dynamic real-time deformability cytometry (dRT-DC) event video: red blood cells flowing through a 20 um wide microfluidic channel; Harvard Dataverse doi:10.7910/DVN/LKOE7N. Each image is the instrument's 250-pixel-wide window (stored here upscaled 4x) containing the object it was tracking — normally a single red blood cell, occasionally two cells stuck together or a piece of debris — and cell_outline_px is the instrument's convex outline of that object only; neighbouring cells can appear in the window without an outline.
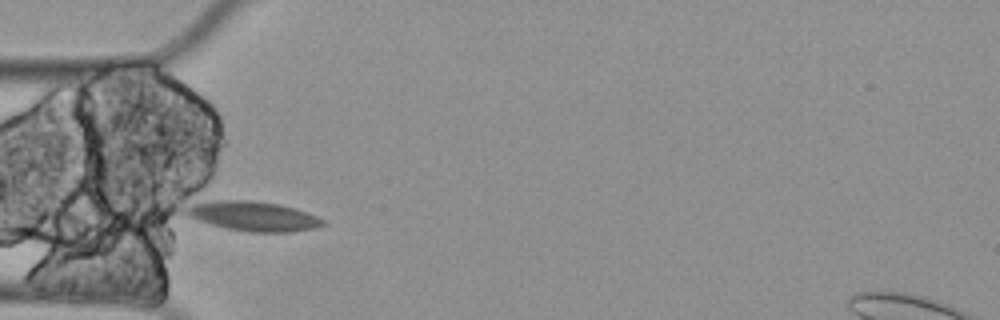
{"species": "Egyptian fruit bat (a non-hibernating species)", "species_latin": "Rousettus aegyptiacus", "temperature_condition": "cold", "stored_images_in_passage": 6, "camera_frame_rate_fps": 3000, "um_per_image_px": 0.085, "animal": {"sex": "female"}, "frame": {"image": 1, "passage_image": 4, "time_ms": 1.0, "image_size_px": [1000, 320], "cell_outline_px": [[324, 224], [316, 228], [292, 232], [248, 232], [228, 228], [212, 224], [188, 216], [188, 208], [196, 204], [216, 200], [248, 200], [276, 204], [296, 208], [316, 216], [324, 220]], "centroid_in_image_um": [21.62, 18.39], "position_along_channel_um": 63.4, "area_um2": 23.0}}
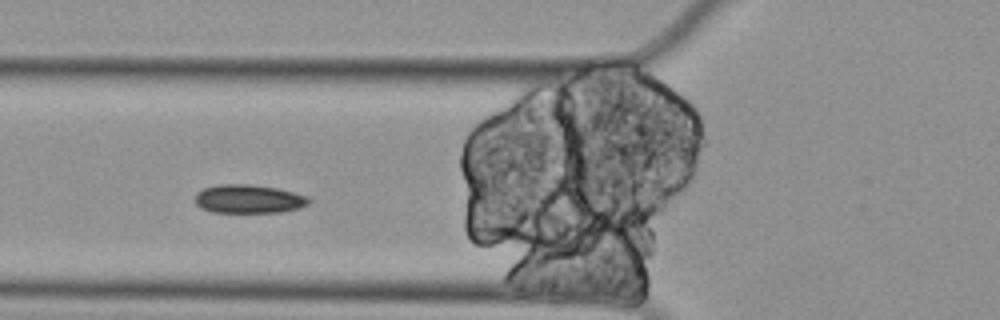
{"frame": {"image": 2, "passage_image": 5, "time_ms": 1.333, "image_size_px": [1000, 320], "cell_outline_px": [[312, 200], [308, 204], [300, 208], [280, 212], [212, 212], [200, 208], [196, 204], [196, 192], [204, 188], [220, 184], [248, 184], [276, 188], [308, 196]], "centroid_in_image_um": [21.14, 16.91], "position_along_channel_um": 104.7, "area_um2": 18.96}}
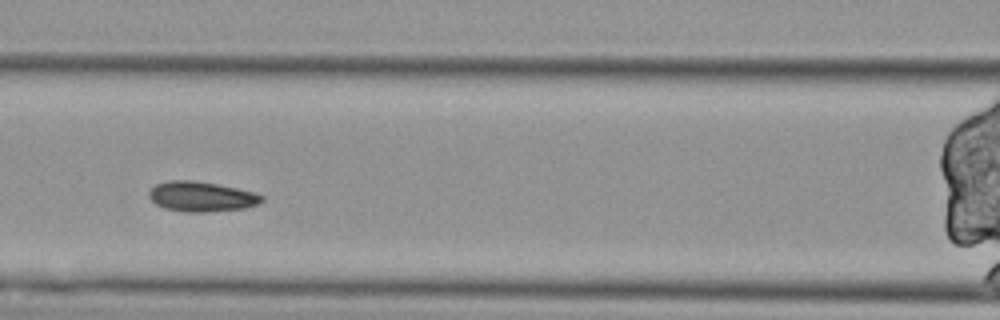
{"frame": {"image": 3, "passage_image": 6, "time_ms": 1.667, "image_size_px": [1000, 320], "cell_outline_px": [[264, 200], [256, 204], [244, 208], [208, 212], [184, 212], [164, 208], [156, 204], [148, 196], [148, 192], [156, 184], [168, 180], [192, 180], [216, 184], [236, 188], [252, 192], [264, 196]], "centroid_in_image_um": [17.09, 16.71], "position_along_channel_um": 149.5, "area_um2": 19.65}}